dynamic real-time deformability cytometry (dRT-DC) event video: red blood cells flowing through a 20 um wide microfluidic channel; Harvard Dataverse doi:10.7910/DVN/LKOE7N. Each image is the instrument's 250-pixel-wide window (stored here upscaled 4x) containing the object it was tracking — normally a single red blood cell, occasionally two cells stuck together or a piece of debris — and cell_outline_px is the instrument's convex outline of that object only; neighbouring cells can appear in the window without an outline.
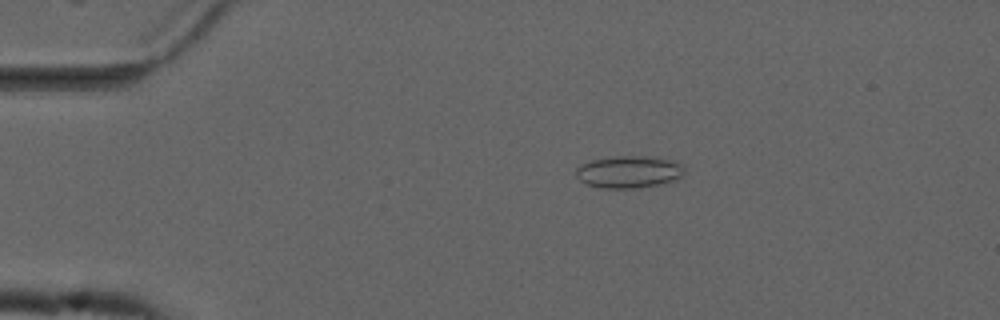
{"species": "common noctule bat (a hibernating species)", "species_latin": "Nyctalus noctula", "temperature_condition": "cold", "stored_images_in_passage": 45, "camera_frame_rate_fps": 3000, "um_per_image_px": 0.085, "animal": {"sex": "male", "forearm_length_mm": 52.5}, "frame": {"image": 1, "passage_image": 1, "time_ms": 0.0, "image_size_px": [1000, 320], "cell_outline_px": [[684, 176], [676, 180], [640, 188], [600, 188], [588, 184], [580, 180], [576, 176], [576, 168], [592, 160], [616, 156], [644, 156], [672, 160], [680, 164], [684, 168]], "centroid_in_image_um": [53.48, 14.62], "position_along_channel_um": 31.5, "area_um2": 20.23}}
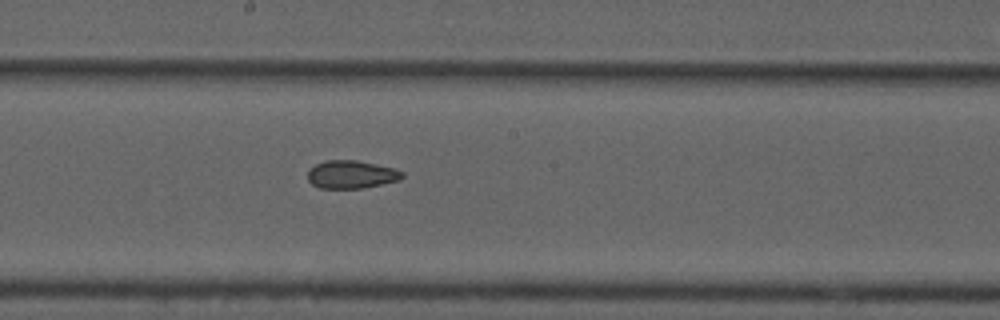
{"frame": {"image": 2, "passage_image": 20, "time_ms": 6.333, "image_size_px": [1000, 320], "cell_outline_px": [[404, 176], [400, 180], [360, 188], [320, 188], [312, 184], [308, 180], [308, 172], [316, 164], [324, 160], [356, 160], [396, 168], [404, 172]], "centroid_in_image_um": [29.89, 14.82], "position_along_channel_um": 218.3, "area_um2": 15.37}}
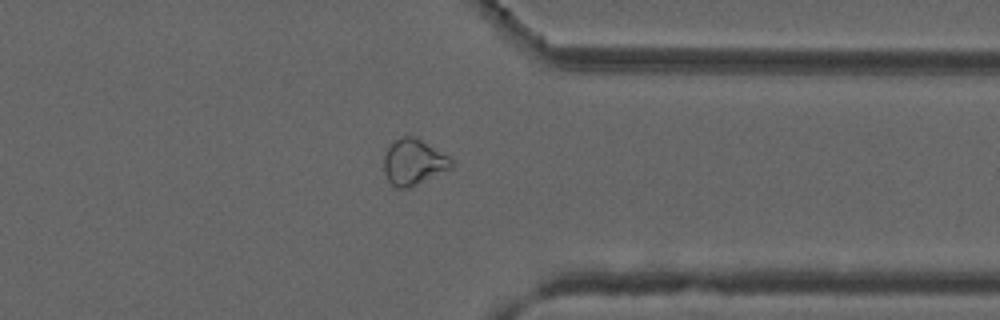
{"frame": {"image": 3, "passage_image": 33, "time_ms": 10.667, "image_size_px": [1000, 320], "cell_outline_px": [[452, 168], [408, 188], [396, 188], [388, 180], [384, 172], [384, 156], [392, 140], [404, 136], [416, 136], [448, 156], [452, 160]], "centroid_in_image_um": [35.13, 13.76], "position_along_channel_um": 376.3, "area_um2": 17.98}, "authors_computed_cell_mechanics": {"area_um2": 17.051, "velocity_mm_per_s": 3.7415, "shape_relaxation_time_tau1_ms": null, "shape_relaxation_time_tau2_ms": 2.811, "deformation_change_tau1": null, "deformation_change_tau2": 0.0859}}